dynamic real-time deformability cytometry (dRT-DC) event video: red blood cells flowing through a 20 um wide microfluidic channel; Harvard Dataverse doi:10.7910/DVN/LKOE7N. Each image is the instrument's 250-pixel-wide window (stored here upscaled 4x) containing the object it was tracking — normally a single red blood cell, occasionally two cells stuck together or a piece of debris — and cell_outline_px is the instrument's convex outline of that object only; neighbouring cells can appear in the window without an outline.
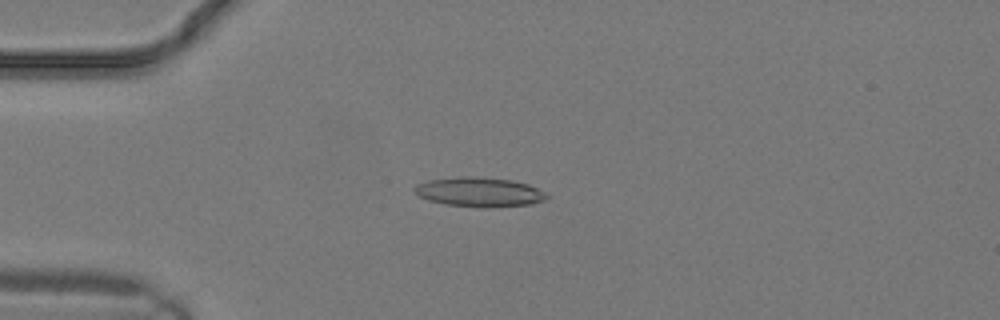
{"species": "common noctule bat (a hibernating species)", "species_latin": "Nyctalus noctula", "temperature_condition": "warm", "stored_images_in_passage": 7, "camera_frame_rate_fps": 3000, "um_per_image_px": 0.085, "animal": {"sex": "male", "body_mass_g": 19.2, "forearm_length_mm": 51.8}, "frame": {"image": 1, "passage_image": 4, "time_ms": 1.0, "image_size_px": [1000, 320], "cell_outline_px": [[548, 196], [544, 200], [532, 204], [484, 208], [480, 208], [444, 204], [428, 200], [412, 192], [412, 188], [416, 184], [428, 180], [460, 176], [472, 176], [512, 180], [528, 184], [544, 192]], "centroid_in_image_um": [40.69, 16.32], "position_along_channel_um": 44.3, "area_um2": 22.89}}
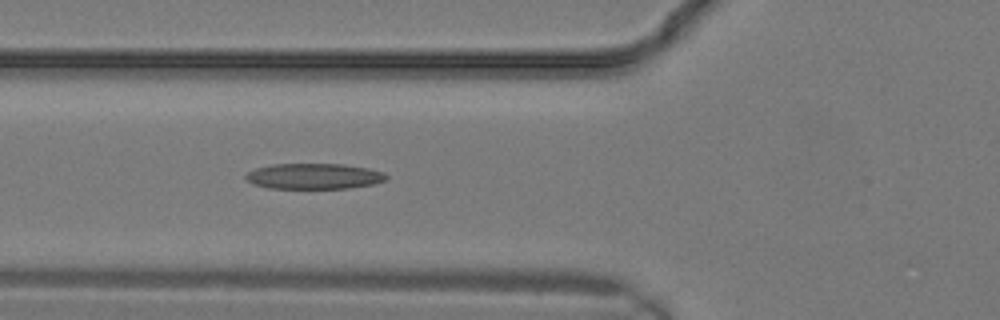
{"frame": {"image": 2, "passage_image": 7, "time_ms": 2.0, "image_size_px": [1000, 320], "cell_outline_px": [[388, 180], [372, 184], [348, 188], [268, 188], [252, 184], [244, 176], [248, 172], [256, 168], [272, 164], [344, 164], [368, 168], [384, 172], [388, 176]], "centroid_in_image_um": [26.7, 14.97], "position_along_channel_um": 99.1, "area_um2": 21.04}}